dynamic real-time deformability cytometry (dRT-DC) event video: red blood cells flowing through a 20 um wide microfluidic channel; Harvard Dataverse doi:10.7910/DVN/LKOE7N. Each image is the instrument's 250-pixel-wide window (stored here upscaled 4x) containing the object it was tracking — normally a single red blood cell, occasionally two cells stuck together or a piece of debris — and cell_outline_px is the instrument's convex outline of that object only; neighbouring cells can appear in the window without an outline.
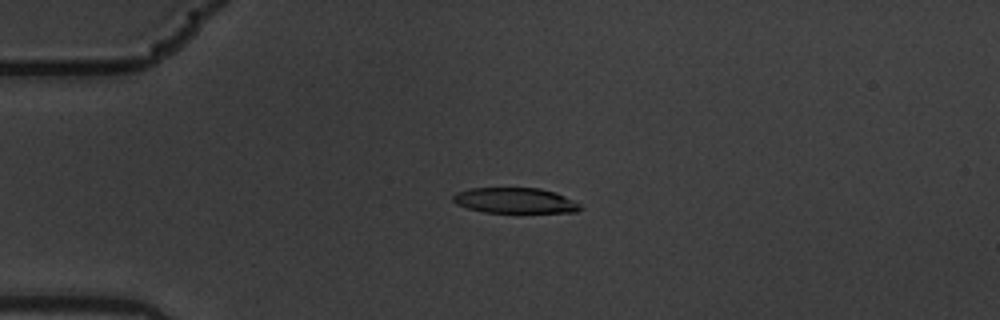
{"species": "common noctule bat (a hibernating species)", "species_latin": "Nyctalus noctula", "temperature_condition": "warm", "stored_images_in_passage": 6, "camera_frame_rate_fps": 3000, "um_per_image_px": 0.085, "animal": {"sex": "male", "body_mass_g": 19.5, "forearm_length_mm": 54.6}, "frame": {"image": 1, "passage_image": 5, "time_ms": 1.333, "image_size_px": [1000, 320], "cell_outline_px": [[584, 208], [576, 212], [484, 212], [468, 208], [456, 204], [452, 200], [452, 196], [456, 192], [468, 188], [540, 188], [556, 192], [580, 204]], "centroid_in_image_um": [43.76, 17.04], "position_along_channel_um": 41.2, "area_um2": 18.9}}